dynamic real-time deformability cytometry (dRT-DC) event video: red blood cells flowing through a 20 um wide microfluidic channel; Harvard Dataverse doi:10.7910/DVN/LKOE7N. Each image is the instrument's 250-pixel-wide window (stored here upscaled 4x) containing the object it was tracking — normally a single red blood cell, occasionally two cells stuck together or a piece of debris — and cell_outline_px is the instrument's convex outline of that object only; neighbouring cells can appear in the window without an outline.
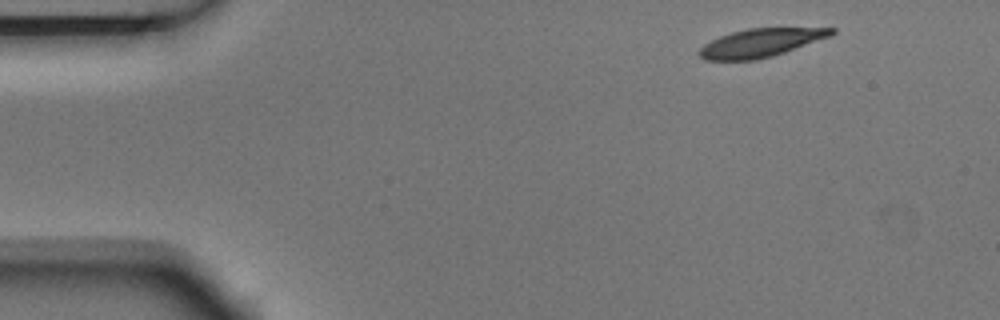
{"species": "Egyptian fruit bat (a non-hibernating species)", "species_latin": "Rousettus aegyptiacus", "temperature_condition": "room temperature", "stored_images_in_passage": 2, "camera_frame_rate_fps": 3000, "um_per_image_px": 0.085, "animal": {"sex": "male"}, "frame": {"image": 1, "passage_image": 1, "time_ms": 0.0, "image_size_px": [1000, 320], "cell_outline_px": [[836, 32], [832, 36], [772, 56], [756, 60], [704, 60], [696, 52], [704, 44], [720, 36], [732, 32], [748, 28], [836, 28]], "centroid_in_image_um": [64.65, 3.64], "position_along_channel_um": 20.3, "area_um2": 21.79}}